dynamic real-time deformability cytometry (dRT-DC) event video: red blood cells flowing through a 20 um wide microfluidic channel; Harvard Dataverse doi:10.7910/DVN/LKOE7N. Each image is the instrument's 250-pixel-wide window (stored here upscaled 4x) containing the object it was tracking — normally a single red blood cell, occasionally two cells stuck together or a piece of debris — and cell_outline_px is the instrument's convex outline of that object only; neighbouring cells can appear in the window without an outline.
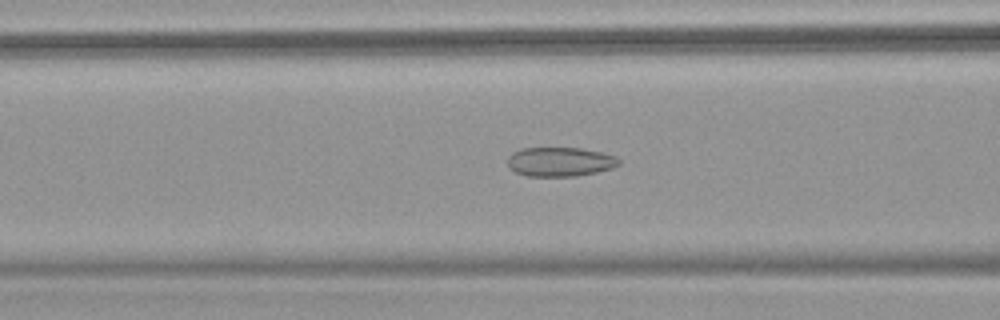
{"species": "common noctule bat (a hibernating species)", "species_latin": "Nyctalus noctula", "temperature_condition": "warm", "stored_images_in_passage": 52, "camera_frame_rate_fps": 3000, "um_per_image_px": 0.085, "animal": {"sex": "female", "body_mass_g": 18.4}, "frame": {"image": 1, "passage_image": 21, "time_ms": 6.667, "image_size_px": [1000, 320], "cell_outline_px": [[620, 164], [612, 168], [596, 172], [576, 176], [528, 176], [516, 172], [508, 164], [508, 156], [512, 152], [520, 148], [580, 148], [604, 152], [616, 156], [620, 160]], "centroid_in_image_um": [47.63, 13.74], "position_along_channel_um": 119.0, "area_um2": 19.02}}
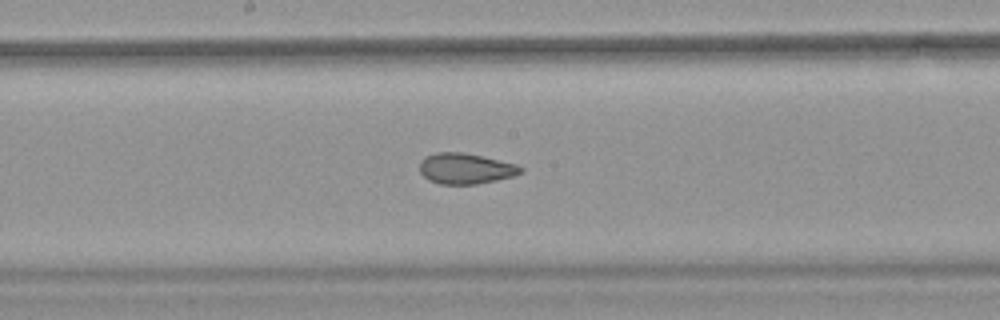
{"frame": {"image": 2, "passage_image": 28, "time_ms": 9.0, "image_size_px": [1000, 320], "cell_outline_px": [[524, 172], [516, 176], [476, 184], [440, 184], [428, 180], [420, 172], [420, 160], [424, 156], [436, 152], [460, 152], [480, 156], [516, 164], [524, 168]], "centroid_in_image_um": [39.57, 14.33], "position_along_channel_um": 208.6, "area_um2": 18.15}}
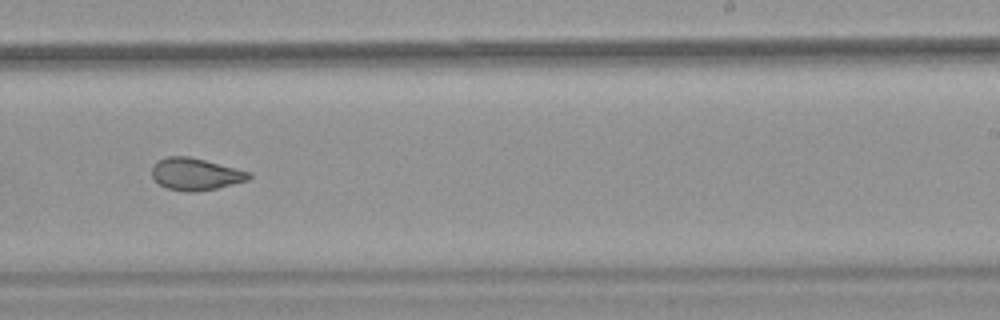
{"frame": {"image": 3, "passage_image": 33, "time_ms": 10.667, "image_size_px": [1000, 320], "cell_outline_px": [[252, 176], [248, 180], [216, 188], [192, 192], [184, 192], [168, 188], [160, 184], [152, 176], [152, 168], [160, 160], [168, 156], [188, 156], [252, 172]], "centroid_in_image_um": [16.65, 14.8], "position_along_channel_um": 272.4, "area_um2": 17.86}, "authors_computed_cell_mechanics": {"area_um2": 20.9814, "velocity_mm_per_s": 3.8528, "shape_relaxation_time_tau1_ms": null, "shape_relaxation_time_tau2_ms": 1.1737, "deformation_change_tau1": null, "deformation_change_tau2": 0.0732}}